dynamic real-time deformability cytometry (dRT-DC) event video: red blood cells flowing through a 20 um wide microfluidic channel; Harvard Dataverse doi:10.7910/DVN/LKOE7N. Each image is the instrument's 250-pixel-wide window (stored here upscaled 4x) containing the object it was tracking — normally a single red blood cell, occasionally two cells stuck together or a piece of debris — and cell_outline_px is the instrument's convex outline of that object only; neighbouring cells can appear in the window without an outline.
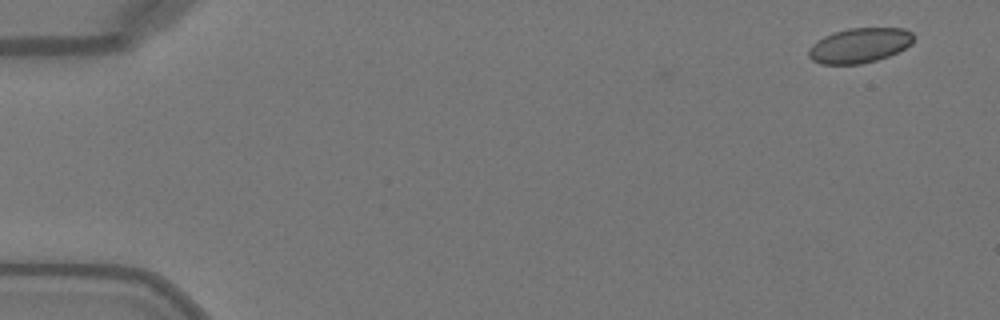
{"species": "Egyptian fruit bat (a non-hibernating species)", "species_latin": "Rousettus aegyptiacus", "temperature_condition": "warm", "stored_images_in_passage": 3, "camera_frame_rate_fps": 3000, "um_per_image_px": 0.085, "animal": {"sex": "female"}, "frame": {"image": 1, "passage_image": 3, "time_ms": 0.667, "image_size_px": [1000, 320], "cell_outline_px": [[912, 44], [888, 56], [876, 60], [860, 64], [820, 64], [812, 60], [808, 56], [808, 48], [816, 40], [824, 36], [848, 28], [904, 28], [912, 32]], "centroid_in_image_um": [73.02, 3.86], "position_along_channel_um": 12.0, "area_um2": 21.27}}